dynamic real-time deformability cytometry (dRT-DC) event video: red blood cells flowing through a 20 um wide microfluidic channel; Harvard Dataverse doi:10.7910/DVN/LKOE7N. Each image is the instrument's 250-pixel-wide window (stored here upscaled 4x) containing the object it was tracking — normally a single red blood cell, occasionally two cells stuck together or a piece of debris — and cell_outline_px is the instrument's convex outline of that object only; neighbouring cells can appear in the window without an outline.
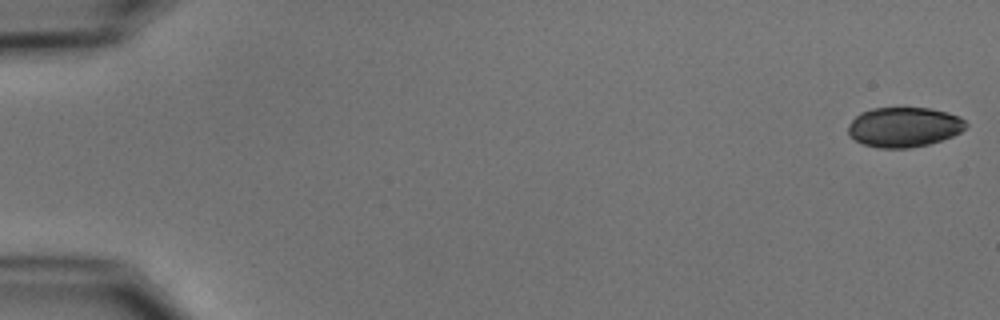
{"species": "common noctule bat (a hibernating species)", "species_latin": "Nyctalus noctula", "temperature_condition": "cold", "stored_images_in_passage": 6, "camera_frame_rate_fps": 3000, "um_per_image_px": 0.085, "animal": {"sex": "male", "body_mass_g": 15.6}, "frame": {"image": 1, "passage_image": 1, "time_ms": 0.0, "image_size_px": [1000, 320], "cell_outline_px": [[968, 124], [960, 132], [952, 136], [928, 144], [908, 148], [880, 148], [864, 144], [848, 136], [848, 124], [860, 112], [872, 108], [904, 104], [928, 108], [948, 112], [960, 116]], "centroid_in_image_um": [76.82, 10.74], "position_along_channel_um": 8.2, "area_um2": 28.15}}
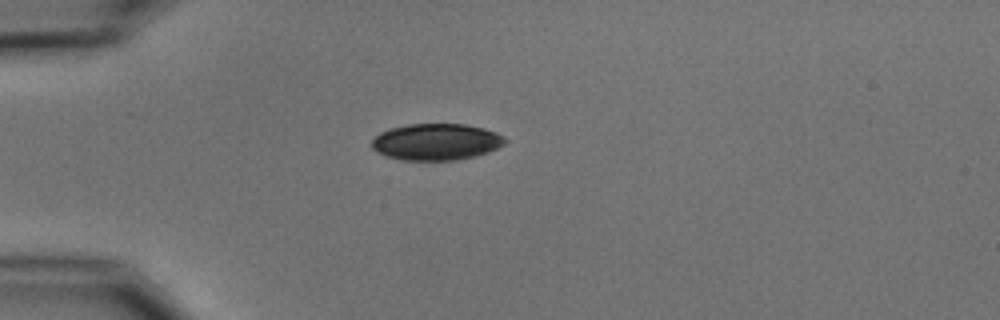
{"frame": {"image": 2, "passage_image": 5, "time_ms": 4.667, "image_size_px": [1000, 320], "cell_outline_px": [[508, 140], [504, 144], [488, 152], [476, 156], [456, 160], [400, 160], [384, 156], [376, 152], [372, 148], [372, 140], [380, 132], [388, 128], [408, 124], [464, 124], [484, 128], [496, 132], [504, 136]], "centroid_in_image_um": [37.06, 12.06], "position_along_channel_um": 47.9, "area_um2": 28.67}}